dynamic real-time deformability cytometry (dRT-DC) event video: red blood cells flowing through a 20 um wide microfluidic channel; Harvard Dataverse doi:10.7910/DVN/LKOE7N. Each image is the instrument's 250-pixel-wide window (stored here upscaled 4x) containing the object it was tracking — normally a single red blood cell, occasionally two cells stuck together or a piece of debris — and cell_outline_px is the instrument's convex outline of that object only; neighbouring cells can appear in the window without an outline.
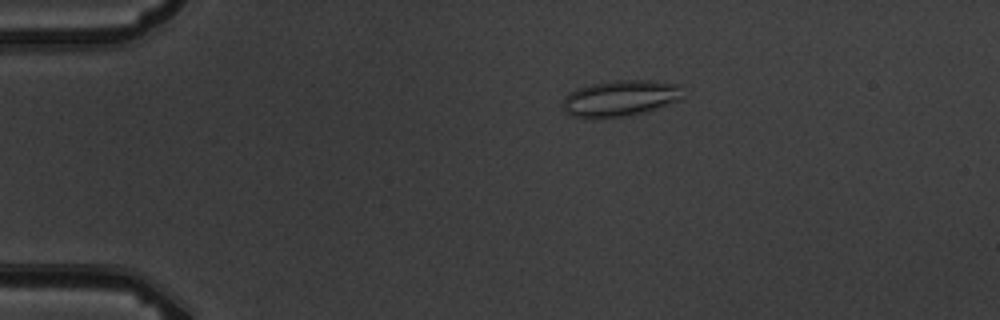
{"species": "common noctule bat (a hibernating species)", "species_latin": "Nyctalus noctula", "temperature_condition": "warm", "stored_images_in_passage": 9, "camera_frame_rate_fps": 3000, "um_per_image_px": 0.085, "animal": {"sex": "male", "body_mass_g": 19.5, "forearm_length_mm": 54.6}, "frame": {"image": 1, "passage_image": 2, "time_ms": 1.0, "image_size_px": [1000, 320], "cell_outline_px": [[680, 100], [656, 108], [624, 116], [568, 116], [564, 112], [560, 104], [564, 96], [568, 92], [576, 88], [592, 84], [616, 80], [652, 80], [680, 84]], "centroid_in_image_um": [52.65, 8.32], "position_along_channel_um": 32.3, "area_um2": 24.91}}
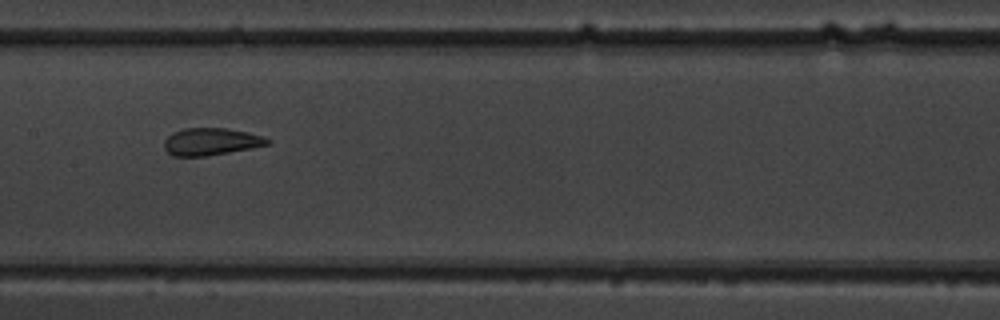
{"frame": {"image": 2, "passage_image": 7, "time_ms": 6.667, "image_size_px": [1000, 320], "cell_outline_px": [[272, 144], [252, 148], [204, 156], [172, 156], [164, 148], [164, 140], [172, 132], [184, 128], [228, 128], [248, 132], [264, 136], [272, 140]], "centroid_in_image_um": [17.97, 12.03], "position_along_channel_um": 189.4, "area_um2": 16.59}}
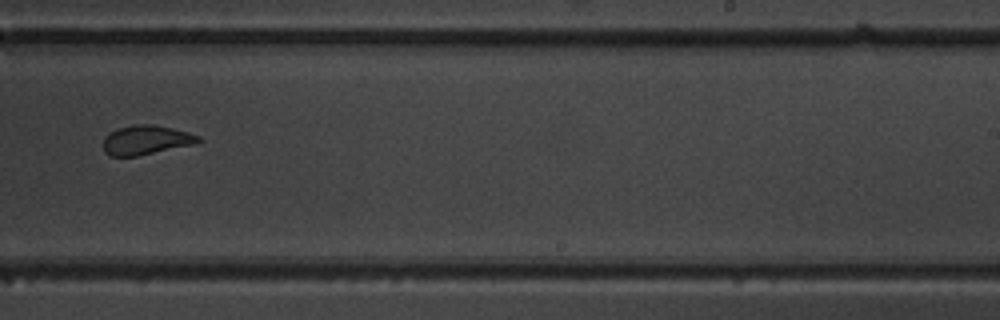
{"frame": {"image": 3, "passage_image": 9, "time_ms": 9.0, "image_size_px": [1000, 320], "cell_outline_px": [[200, 140], [196, 144], [136, 156], [112, 156], [104, 152], [104, 136], [108, 132], [132, 124], [152, 124], [172, 128], [188, 132], [200, 136]], "centroid_in_image_um": [12.41, 11.89], "position_along_channel_um": 276.6, "area_um2": 16.24}}